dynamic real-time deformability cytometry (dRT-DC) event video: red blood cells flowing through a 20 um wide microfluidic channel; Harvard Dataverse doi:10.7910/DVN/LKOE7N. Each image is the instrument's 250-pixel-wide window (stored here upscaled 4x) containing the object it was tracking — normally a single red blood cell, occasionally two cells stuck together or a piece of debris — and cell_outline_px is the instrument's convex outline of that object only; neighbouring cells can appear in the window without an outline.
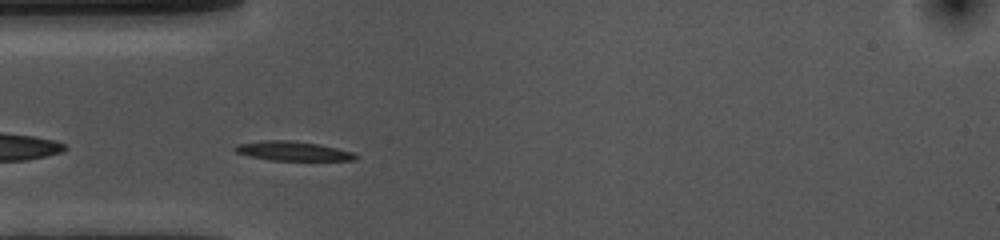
{"species": "common noctule bat (a hibernating species)", "species_latin": "Nyctalus noctula", "temperature_condition": "cold", "stored_images_in_passage": 43, "camera_frame_rate_fps": 3000, "um_per_image_px": 0.085, "animal": {"sex": "female", "body_mass_g": 10.0, "forearm_length_mm": 53.1}, "frame": {"image": 1, "passage_image": 3, "time_ms": 0.667, "image_size_px": [1000, 240], "cell_outline_px": [[360, 156], [356, 160], [272, 160], [248, 156], [236, 152], [232, 148], [236, 144], [264, 140], [292, 140], [316, 144], [336, 148], [352, 152]], "centroid_in_image_um": [24.86, 12.83], "position_along_channel_um": 60.1, "area_um2": 13.53}}
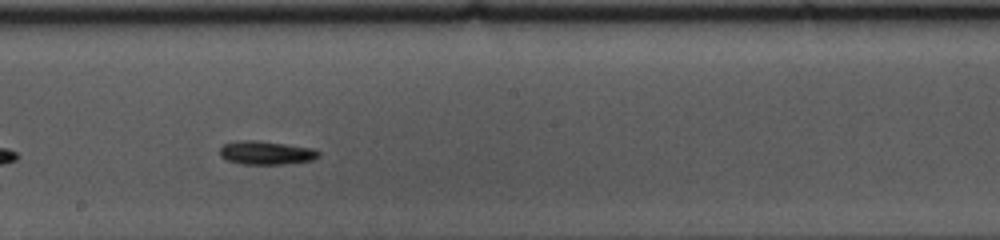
{"frame": {"image": 2, "passage_image": 17, "time_ms": 5.333, "image_size_px": [1000, 240], "cell_outline_px": [[320, 156], [312, 160], [284, 164], [244, 164], [228, 160], [220, 156], [220, 148], [224, 144], [236, 140], [256, 140], [312, 148], [320, 152]], "centroid_in_image_um": [22.61, 12.98], "position_along_channel_um": 225.6, "area_um2": 13.47}}
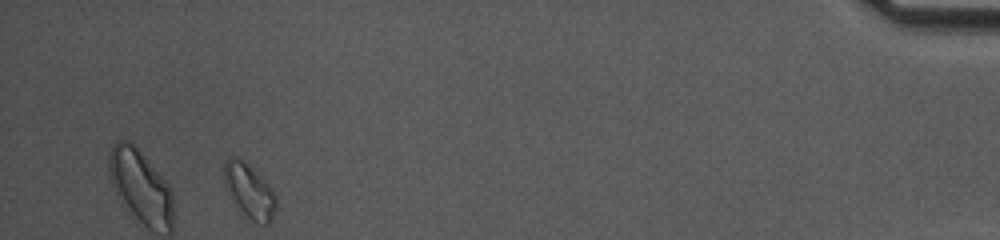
{"frame": {"image": 3, "passage_image": 39, "time_ms": 12.667, "image_size_px": [1000, 240], "cell_outline_px": [[280, 200], [268, 224], [264, 224], [252, 220], [228, 196], [224, 184], [224, 160], [232, 156], [236, 156], [260, 176], [272, 188]], "centroid_in_image_um": [21.2, 16.22], "position_along_channel_um": 414.0, "area_um2": 16.24}, "authors_computed_cell_mechanics": {"area_um2": 13.1206, "velocity_mm_per_s": 3.5647, "shape_relaxation_time_tau1_ms": 4.5628, "shape_relaxation_time_tau2_ms": null, "deformation_change_tau1": 0.1262, "deformation_change_tau2": null}}